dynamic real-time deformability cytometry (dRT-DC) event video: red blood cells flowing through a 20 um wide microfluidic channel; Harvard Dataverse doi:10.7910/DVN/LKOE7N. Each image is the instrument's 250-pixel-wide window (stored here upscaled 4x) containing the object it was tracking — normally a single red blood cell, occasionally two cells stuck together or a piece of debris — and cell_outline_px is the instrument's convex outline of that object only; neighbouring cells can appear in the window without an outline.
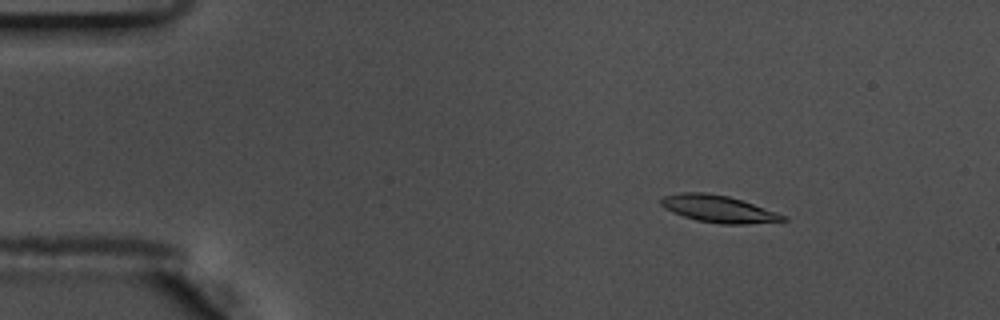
{"species": "common noctule bat (a hibernating species)", "species_latin": "Nyctalus noctula", "temperature_condition": "warm", "stored_images_in_passage": 53, "camera_frame_rate_fps": 3000, "um_per_image_px": 0.085, "animal": {"sex": "male", "body_mass_g": 17.5, "forearm_length_mm": 52.3}, "frame": {"image": 1, "passage_image": 5, "time_ms": 1.333, "image_size_px": [1000, 320], "cell_outline_px": [[788, 220], [744, 224], [720, 224], [696, 220], [672, 212], [664, 208], [660, 204], [660, 200], [664, 196], [680, 192], [704, 192], [728, 196], [776, 212], [784, 216]], "centroid_in_image_um": [61.0, 17.75], "position_along_channel_um": 24.0, "area_um2": 18.96}}
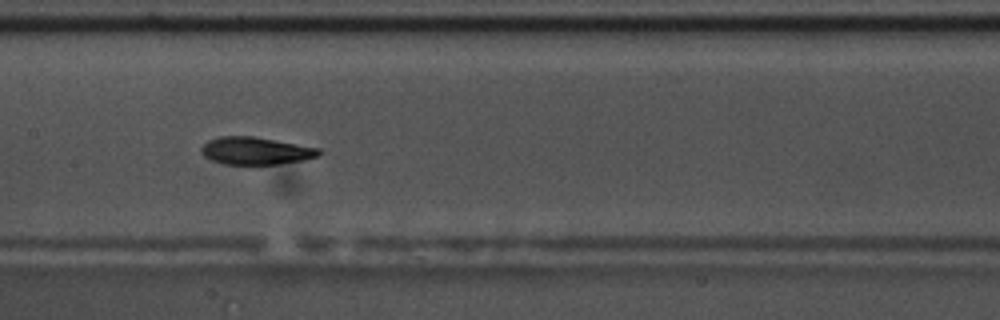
{"frame": {"image": 2, "passage_image": 25, "time_ms": 8.0, "image_size_px": [1000, 320], "cell_outline_px": [[324, 152], [320, 156], [304, 160], [280, 164], [224, 164], [212, 160], [204, 156], [200, 152], [200, 148], [208, 140], [220, 136], [252, 136], [276, 140], [320, 148]], "centroid_in_image_um": [21.77, 12.82], "position_along_channel_um": 185.6, "area_um2": 19.02}}
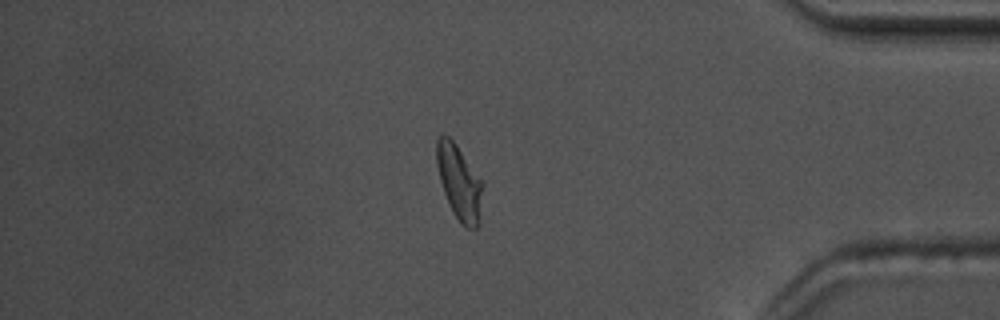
{"frame": {"image": 3, "passage_image": 45, "time_ms": 14.667, "image_size_px": [1000, 320], "cell_outline_px": [[484, 184], [480, 224], [476, 228], [468, 228], [460, 224], [444, 192], [440, 180], [436, 164], [436, 140], [440, 136], [448, 136], [456, 144]], "centroid_in_image_um": [39.06, 15.53], "position_along_channel_um": 396.1, "area_um2": 19.94}, "authors_computed_cell_mechanics": {"area_um2": 19.3052, "velocity_mm_per_s": 3.6161, "shape_relaxation_time_tau1_ms": 3.3042, "shape_relaxation_time_tau2_ms": 1.8715, "deformation_change_tau1": 0.1437, "deformation_change_tau2": 0.0729}}